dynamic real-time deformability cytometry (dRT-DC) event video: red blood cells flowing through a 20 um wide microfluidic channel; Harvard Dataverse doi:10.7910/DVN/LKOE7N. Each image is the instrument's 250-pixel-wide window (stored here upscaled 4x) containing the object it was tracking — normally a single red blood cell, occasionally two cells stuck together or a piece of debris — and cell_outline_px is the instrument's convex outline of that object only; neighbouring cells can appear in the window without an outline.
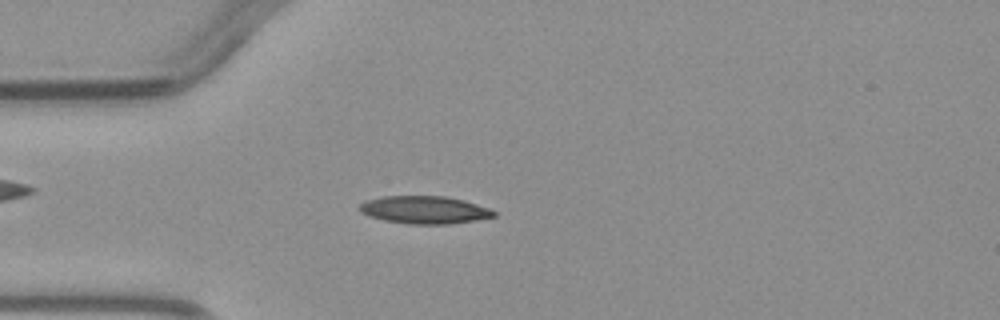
{"species": "common noctule bat (a hibernating species)", "species_latin": "Nyctalus noctula", "temperature_condition": "warm", "stored_images_in_passage": 3, "camera_frame_rate_fps": 3000, "um_per_image_px": 0.085, "animal": {"sex": "male", "body_mass_g": 23.1, "forearm_length_mm": 52.7}, "frame": {"image": 1, "passage_image": 3, "time_ms": 2.667, "image_size_px": [1000, 320], "cell_outline_px": [[496, 216], [476, 220], [448, 224], [408, 224], [384, 220], [368, 216], [360, 212], [360, 204], [364, 200], [380, 196], [448, 196], [464, 200], [492, 208], [496, 212]], "centroid_in_image_um": [36.09, 17.83], "position_along_channel_um": 48.9, "area_um2": 21.96}}